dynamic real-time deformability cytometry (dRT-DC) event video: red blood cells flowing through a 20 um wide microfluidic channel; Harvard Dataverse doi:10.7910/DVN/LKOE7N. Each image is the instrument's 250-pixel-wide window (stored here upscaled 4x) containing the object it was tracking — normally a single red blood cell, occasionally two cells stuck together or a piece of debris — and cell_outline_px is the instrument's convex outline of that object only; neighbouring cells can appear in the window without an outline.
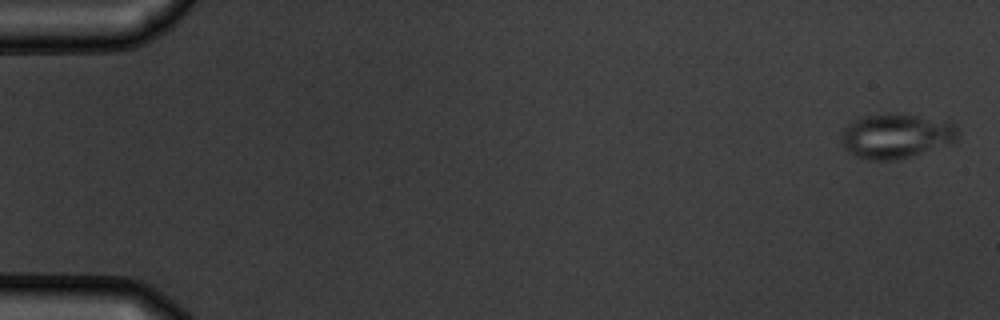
{"species": "common noctule bat (a hibernating species)", "species_latin": "Nyctalus noctula", "temperature_condition": "warm", "stored_images_in_passage": 5, "camera_frame_rate_fps": 3000, "um_per_image_px": 0.085, "animal": {"sex": "male", "body_mass_g": 19.5, "forearm_length_mm": 54.6}, "frame": {"image": 1, "passage_image": 1, "time_ms": 0.0, "image_size_px": [1000, 320], "cell_outline_px": [[956, 140], [952, 144], [896, 160], [868, 160], [856, 156], [848, 152], [840, 144], [840, 136], [844, 128], [852, 120], [860, 116], [888, 112], [896, 112], [916, 116], [952, 124], [956, 128]], "centroid_in_image_um": [76.06, 11.56], "position_along_channel_um": 8.9, "area_um2": 30.46}}